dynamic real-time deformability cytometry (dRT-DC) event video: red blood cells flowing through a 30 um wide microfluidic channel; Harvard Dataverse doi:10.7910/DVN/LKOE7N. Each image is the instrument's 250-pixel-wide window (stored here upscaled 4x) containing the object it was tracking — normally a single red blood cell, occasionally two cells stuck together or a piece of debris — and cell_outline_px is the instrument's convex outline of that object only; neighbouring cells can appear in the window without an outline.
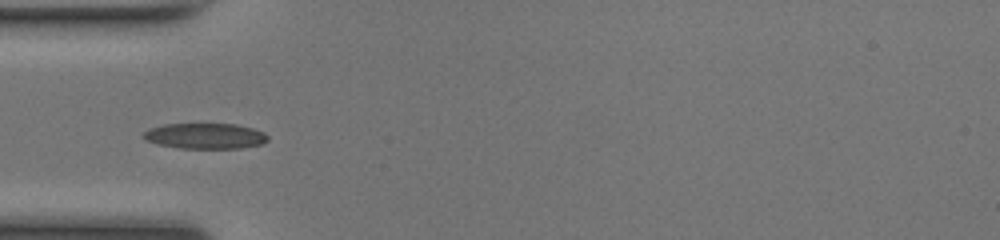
{"species": "common noctule bat (a hibernating species)", "species_latin": "Nyctalus noctula", "temperature_condition": "room temperature", "stored_images_in_passage": 30, "camera_frame_rate_fps": 3000, "um_per_image_px": 0.085, "animal": {"sex": "female", "body_mass_g": 17.0, "forearm_length_mm": 48.0}, "frame": {"image": 1, "passage_image": 7, "time_ms": 2.0, "image_size_px": [1000, 240], "cell_outline_px": [[268, 140], [264, 144], [240, 148], [180, 148], [156, 144], [144, 140], [140, 136], [148, 128], [164, 124], [236, 124], [252, 128], [264, 132], [268, 136]], "centroid_in_image_um": [17.41, 11.56], "position_along_channel_um": 67.6, "area_um2": 18.79}}
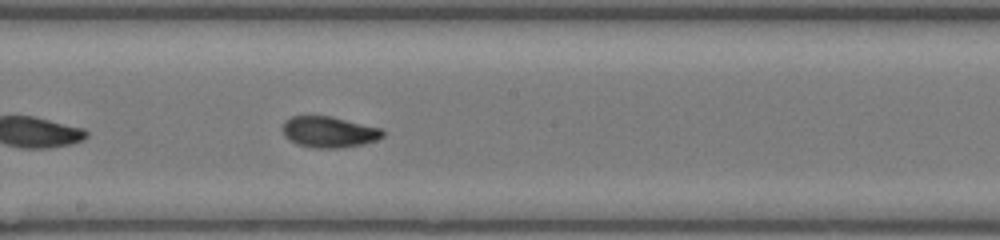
{"frame": {"image": 2, "passage_image": 18, "time_ms": 5.667, "image_size_px": [1000, 240], "cell_outline_px": [[384, 136], [376, 140], [364, 144], [344, 148], [312, 148], [296, 144], [288, 140], [284, 136], [280, 128], [284, 120], [292, 116], [332, 116], [380, 128], [384, 132]], "centroid_in_image_um": [27.91, 11.22], "position_along_channel_um": 220.3, "area_um2": 18.5}}
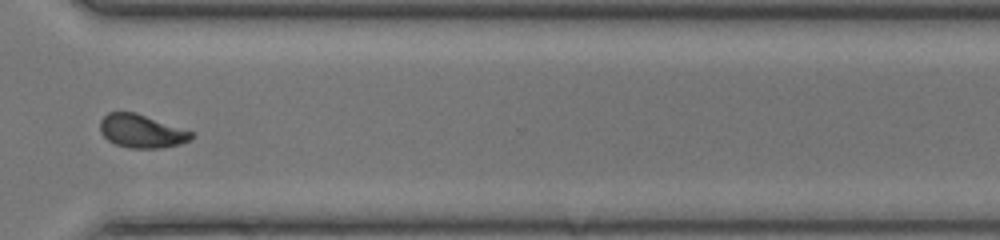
{"frame": {"image": 3, "passage_image": 28, "time_ms": 9.0, "image_size_px": [1000, 240], "cell_outline_px": [[192, 136], [188, 140], [180, 144], [160, 148], [128, 148], [116, 144], [108, 140], [100, 132], [100, 120], [108, 112], [136, 112], [192, 132]], "centroid_in_image_um": [11.98, 11.14], "position_along_channel_um": 358.6, "area_um2": 17.51}, "authors_computed_cell_mechanics": {"area_um2": 18.4093, "velocity_mm_per_s": 4.1481, "shape_relaxation_time_tau1_ms": 4.9113, "shape_relaxation_time_tau2_ms": 1.157, "deformation_change_tau1": 0.17, "deformation_change_tau2": 0.0595}}